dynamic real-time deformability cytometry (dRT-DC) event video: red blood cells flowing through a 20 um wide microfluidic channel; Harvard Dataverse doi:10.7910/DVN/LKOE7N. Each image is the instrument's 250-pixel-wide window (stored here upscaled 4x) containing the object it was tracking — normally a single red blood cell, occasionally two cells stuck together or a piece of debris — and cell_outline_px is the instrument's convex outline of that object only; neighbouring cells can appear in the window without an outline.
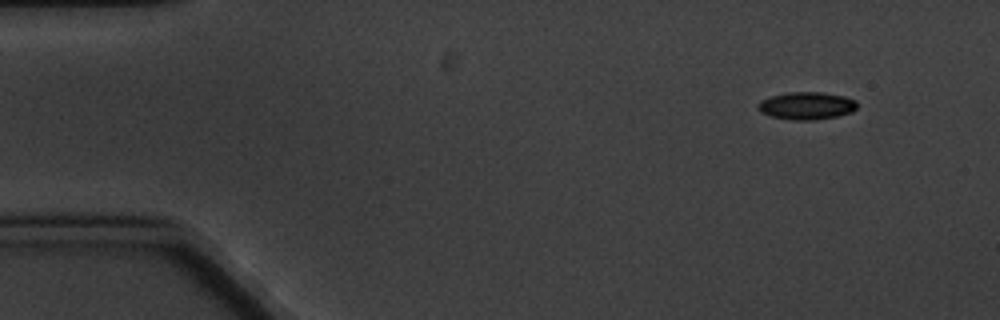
{"species": "common noctule bat (a hibernating species)", "species_latin": "Nyctalus noctula", "temperature_condition": "cold", "stored_images_in_passage": 9, "camera_frame_rate_fps": 3000, "um_per_image_px": 0.085, "animal": {"sex": "male", "body_mass_g": 20.1, "forearm_length_mm": 53.5}, "frame": {"image": 1, "passage_image": 1, "time_ms": 0.0, "image_size_px": [1000, 320], "cell_outline_px": [[856, 108], [852, 112], [836, 116], [812, 120], [796, 120], [772, 116], [760, 112], [756, 108], [756, 104], [760, 100], [772, 96], [788, 92], [824, 92], [844, 96], [856, 100]], "centroid_in_image_um": [68.54, 8.97], "position_along_channel_um": 16.5, "area_um2": 15.9}}
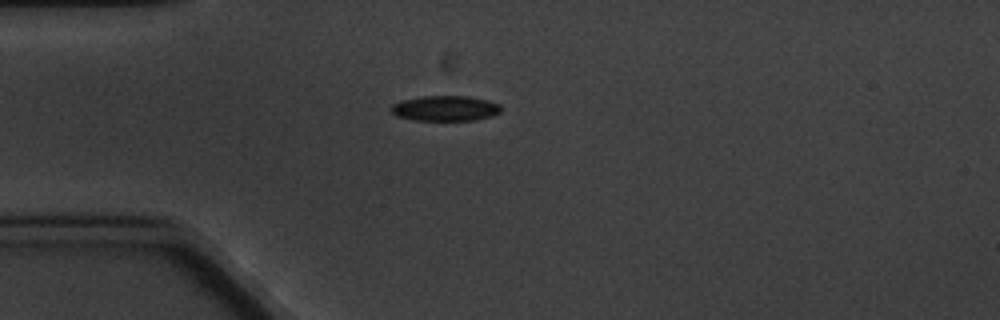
{"frame": {"image": 2, "passage_image": 4, "time_ms": 3.333, "image_size_px": [1000, 320], "cell_outline_px": [[500, 112], [492, 116], [476, 120], [412, 120], [396, 116], [388, 108], [392, 104], [400, 100], [424, 96], [468, 96], [488, 100], [500, 104]], "centroid_in_image_um": [37.81, 9.21], "position_along_channel_um": 47.2, "area_um2": 16.36}}
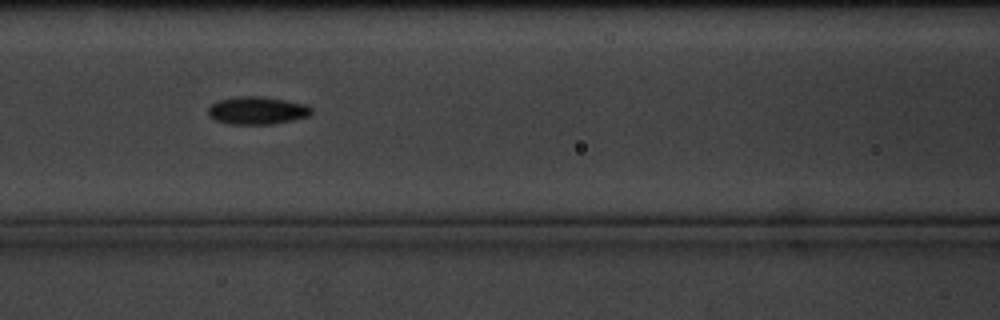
{"frame": {"image": 3, "passage_image": 7, "time_ms": 6.667, "image_size_px": [1000, 320], "cell_outline_px": [[312, 112], [308, 116], [292, 120], [272, 124], [228, 124], [216, 120], [208, 116], [208, 108], [216, 100], [236, 96], [260, 96], [308, 104], [312, 108]], "centroid_in_image_um": [21.84, 9.38], "position_along_channel_um": 144.8, "area_um2": 16.82}}